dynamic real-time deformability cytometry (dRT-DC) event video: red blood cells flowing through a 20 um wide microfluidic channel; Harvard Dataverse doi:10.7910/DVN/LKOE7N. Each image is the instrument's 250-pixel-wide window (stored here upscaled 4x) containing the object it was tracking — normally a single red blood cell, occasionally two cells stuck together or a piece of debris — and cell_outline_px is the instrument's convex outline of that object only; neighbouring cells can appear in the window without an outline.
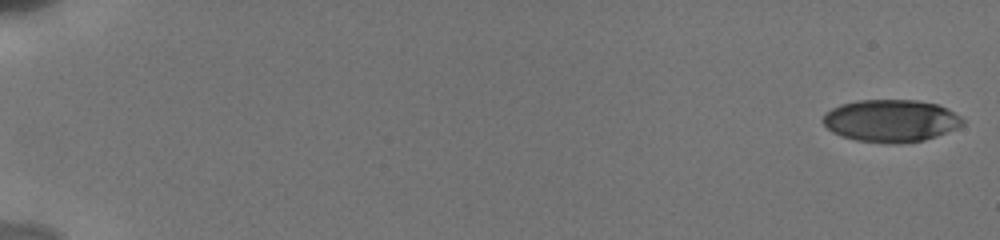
{"species": "human", "species_latin": "Homo sapiens", "temperature_condition": "cold", "stored_images_in_passage": 43, "camera_frame_rate_fps": 3000, "um_per_image_px": 0.085, "donor": {"sex": "male"}, "frame": {"image": 1, "passage_image": 1, "time_ms": 0.0, "image_size_px": [1000, 240], "cell_outline_px": [[964, 124], [956, 128], [936, 136], [924, 140], [892, 144], [888, 144], [856, 140], [840, 136], [832, 132], [820, 120], [824, 112], [840, 104], [856, 100], [916, 100], [936, 104], [948, 108], [960, 116], [964, 120]], "centroid_in_image_um": [75.68, 10.26], "position_along_channel_um": 9.3, "area_um2": 34.74}}
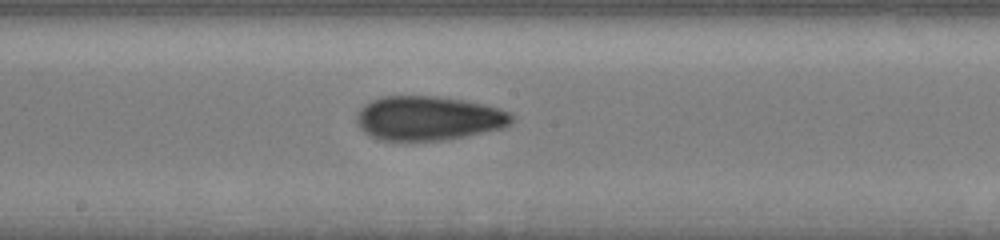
{"frame": {"image": 2, "passage_image": 25, "time_ms": 10.333, "image_size_px": [1000, 240], "cell_outline_px": [[512, 124], [504, 128], [444, 140], [384, 140], [372, 136], [360, 128], [356, 124], [356, 112], [364, 104], [380, 96], [436, 96], [464, 100], [484, 104], [500, 108], [512, 112]], "centroid_in_image_um": [36.43, 10.03], "position_along_channel_um": 211.8, "area_um2": 40.11}}
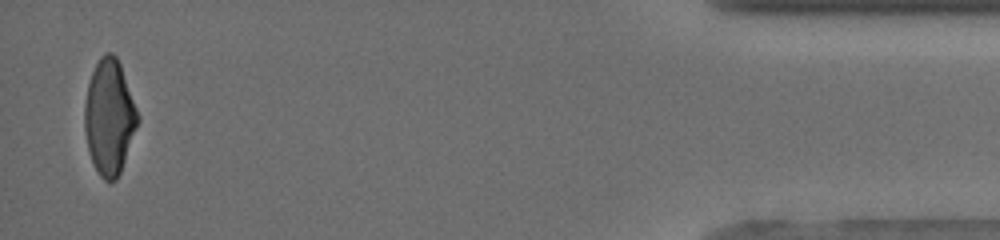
{"frame": {"image": 3, "passage_image": 43, "time_ms": 17.667, "image_size_px": [1000, 240], "cell_outline_px": [[140, 120], [120, 172], [116, 180], [104, 180], [100, 176], [88, 152], [84, 128], [84, 104], [88, 84], [92, 72], [100, 56], [104, 52], [112, 52], [116, 56], [120, 64], [140, 116]], "centroid_in_image_um": [9.29, 9.93], "position_along_channel_um": 425.9, "area_um2": 35.66}, "authors_computed_cell_mechanics": {"area_um2": 37.5122, "velocity_mm_per_s": 3.8621, "shape_relaxation_time_tau1_ms": 5.3321, "shape_relaxation_time_tau2_ms": 1.9935, "deformation_change_tau1": 0.1764, "deformation_change_tau2": 0.0878}}